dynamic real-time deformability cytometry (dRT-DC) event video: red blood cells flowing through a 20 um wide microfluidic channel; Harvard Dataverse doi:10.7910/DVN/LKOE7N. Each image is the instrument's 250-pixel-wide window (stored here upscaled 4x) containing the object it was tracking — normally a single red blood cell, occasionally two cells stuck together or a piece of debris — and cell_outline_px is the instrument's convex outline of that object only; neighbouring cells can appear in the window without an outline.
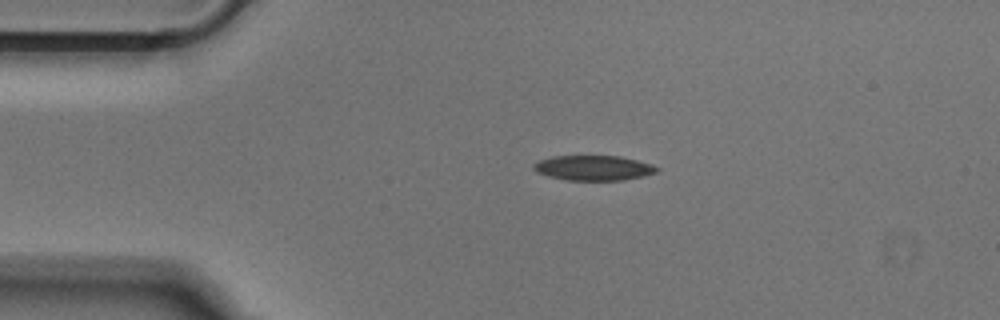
{"species": "Egyptian fruit bat (a non-hibernating species)", "species_latin": "Rousettus aegyptiacus", "temperature_condition": "cold", "stored_images_in_passage": 37, "camera_frame_rate_fps": 3000, "um_per_image_px": 0.085, "animal": {"sex": "male"}, "frame": {"image": 1, "passage_image": 2, "time_ms": 0.333, "image_size_px": [1000, 320], "cell_outline_px": [[660, 172], [644, 176], [624, 180], [568, 180], [548, 176], [536, 172], [532, 168], [532, 164], [540, 160], [552, 156], [620, 156], [652, 164], [660, 168]], "centroid_in_image_um": [50.47, 14.27], "position_along_channel_um": 34.5, "area_um2": 18.09}}
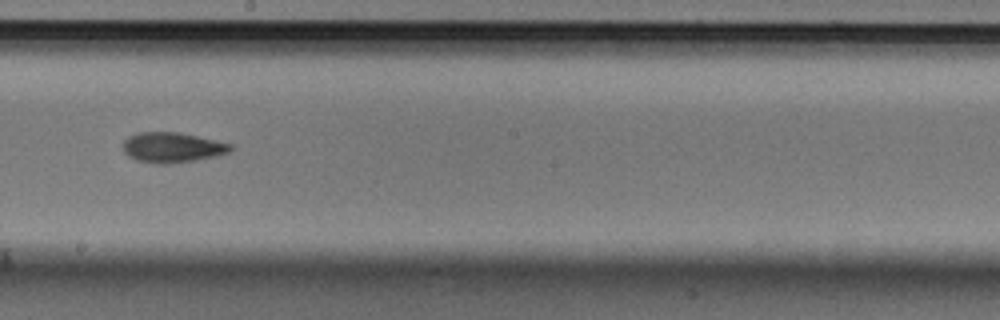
{"frame": {"image": 2, "passage_image": 20, "time_ms": 6.333, "image_size_px": [1000, 320], "cell_outline_px": [[236, 148], [228, 152], [216, 156], [196, 160], [168, 164], [156, 164], [136, 160], [128, 156], [124, 152], [124, 140], [128, 136], [140, 132], [180, 132], [216, 140], [232, 144]], "centroid_in_image_um": [14.66, 12.53], "position_along_channel_um": 233.5, "area_um2": 19.07}}
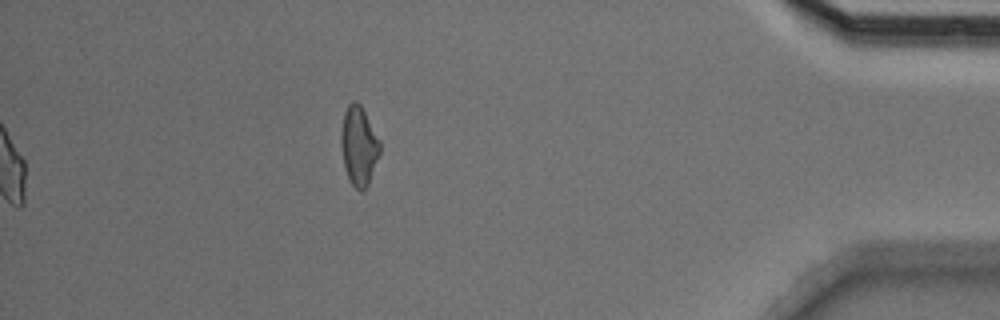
{"frame": {"image": 3, "passage_image": 37, "time_ms": 12.0, "image_size_px": [1000, 320], "cell_outline_px": [[380, 152], [368, 184], [360, 192], [352, 184], [344, 168], [340, 140], [340, 136], [344, 112], [348, 104], [352, 100], [356, 100], [360, 104], [380, 140]], "centroid_in_image_um": [30.49, 12.37], "position_along_channel_um": 404.7, "area_um2": 17.8}}